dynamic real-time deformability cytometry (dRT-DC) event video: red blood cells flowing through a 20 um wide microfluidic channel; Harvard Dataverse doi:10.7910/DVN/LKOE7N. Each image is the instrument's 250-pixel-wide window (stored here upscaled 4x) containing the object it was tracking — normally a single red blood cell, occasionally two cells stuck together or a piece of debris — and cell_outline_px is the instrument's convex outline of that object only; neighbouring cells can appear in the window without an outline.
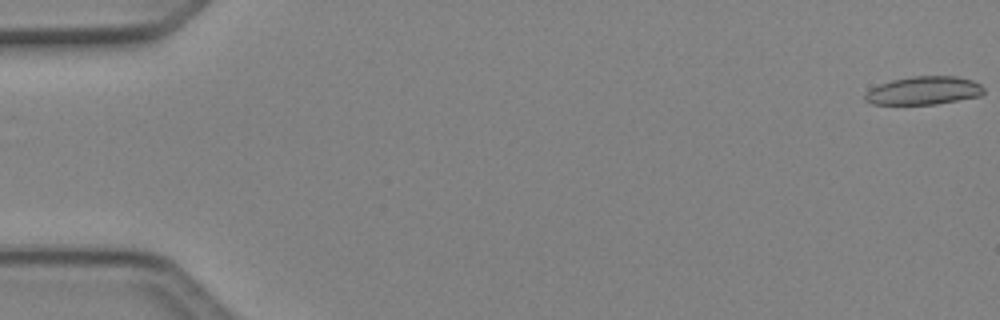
{"species": "Egyptian fruit bat (a non-hibernating species)", "species_latin": "Rousettus aegyptiacus", "temperature_condition": "cold", "stored_images_in_passage": 5, "segment_of_instrument_passage": [2, 2], "camera_frame_rate_fps": 3000, "um_per_image_px": 0.085, "animal": {"sex": "female"}, "frame": {"image": 1, "passage_image": 5, "time_ms": 1.333, "image_size_px": [1000, 320], "cell_outline_px": [[984, 92], [980, 96], [936, 104], [872, 104], [864, 100], [864, 96], [872, 88], [880, 84], [892, 80], [912, 76], [956, 76], [972, 80], [980, 84], [984, 88]], "centroid_in_image_um": [78.54, 7.7], "position_along_channel_um": 6.5, "area_um2": 19.42}}